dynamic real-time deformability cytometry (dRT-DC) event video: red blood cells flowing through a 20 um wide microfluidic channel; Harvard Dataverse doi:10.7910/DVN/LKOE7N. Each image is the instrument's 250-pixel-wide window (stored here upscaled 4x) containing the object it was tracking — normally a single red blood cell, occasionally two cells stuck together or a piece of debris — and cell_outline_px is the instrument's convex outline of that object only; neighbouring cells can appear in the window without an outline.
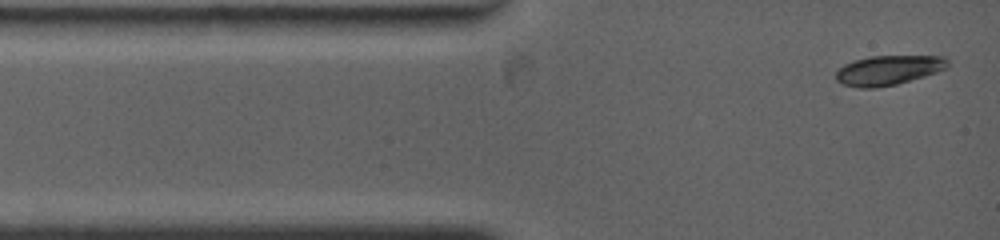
{"species": "common noctule bat (a hibernating species)", "species_latin": "Nyctalus noctula", "temperature_condition": "warm", "stored_images_in_passage": 17, "camera_frame_rate_fps": 4500, "um_per_image_px": 0.085, "animal": {"sex": "female", "body_mass_g": 19.0, "forearm_length_mm": 53.3}, "frame": {"image": 1, "passage_image": 1, "time_ms": 0.0, "image_size_px": [1000, 240], "cell_outline_px": [[948, 68], [924, 76], [896, 84], [876, 88], [860, 88], [844, 84], [836, 80], [836, 72], [844, 64], [852, 60], [868, 56], [944, 56], [948, 60]], "centroid_in_image_um": [75.5, 5.96], "position_along_channel_um": 9.5, "area_um2": 19.31}}
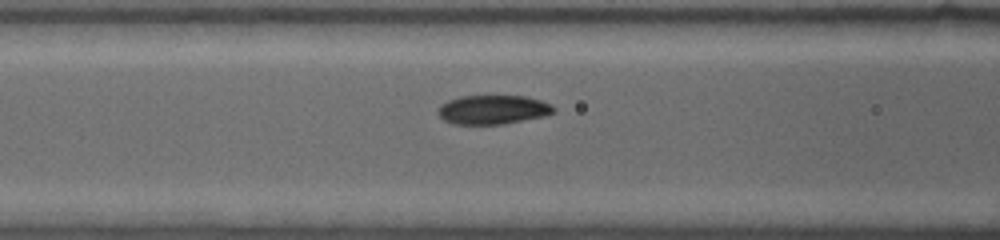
{"frame": {"image": 2, "passage_image": 10, "time_ms": 4.0, "image_size_px": [1000, 240], "cell_outline_px": [[556, 112], [544, 116], [504, 124], [452, 124], [444, 120], [436, 112], [436, 108], [440, 104], [448, 100], [460, 96], [524, 96], [540, 100], [552, 104], [556, 108]], "centroid_in_image_um": [41.88, 9.32], "position_along_channel_um": 124.7, "area_um2": 19.83}}
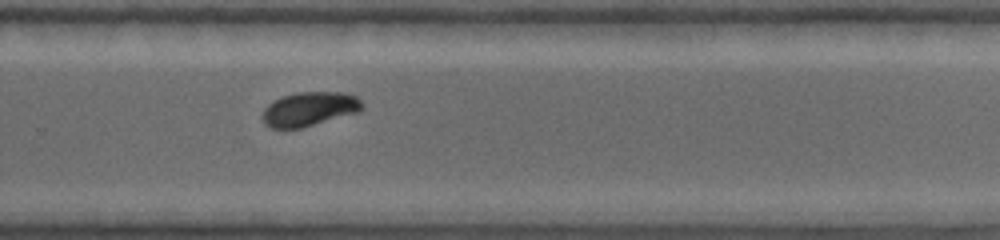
{"frame": {"image": 3, "passage_image": 17, "time_ms": 8.667, "image_size_px": [1000, 240], "cell_outline_px": [[364, 108], [356, 112], [300, 128], [272, 128], [264, 124], [264, 108], [272, 100], [296, 92], [344, 92], [356, 96], [364, 104]], "centroid_in_image_um": [26.3, 9.24], "position_along_channel_um": 303.5, "area_um2": 19.59}}